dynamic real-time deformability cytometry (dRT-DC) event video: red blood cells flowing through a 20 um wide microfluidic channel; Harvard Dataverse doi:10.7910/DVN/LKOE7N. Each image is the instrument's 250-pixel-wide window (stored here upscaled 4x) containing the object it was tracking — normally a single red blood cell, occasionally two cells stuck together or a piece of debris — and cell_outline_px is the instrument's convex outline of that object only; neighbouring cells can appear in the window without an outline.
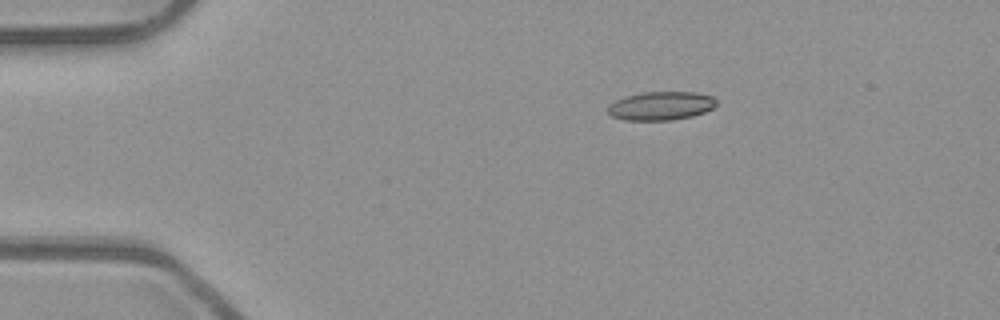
{"species": "common noctule bat (a hibernating species)", "species_latin": "Nyctalus noctula", "temperature_condition": "room temperature", "stored_images_in_passage": 44, "camera_frame_rate_fps": 3000, "um_per_image_px": 0.085, "animal": {"sex": "male", "body_mass_g": 23.1, "forearm_length_mm": 52.7}, "frame": {"image": 1, "passage_image": 1, "time_ms": 0.0, "image_size_px": [1000, 320], "cell_outline_px": [[716, 104], [712, 108], [704, 112], [692, 116], [672, 120], [624, 120], [612, 116], [604, 108], [608, 104], [624, 96], [640, 92], [696, 92], [712, 96], [716, 100]], "centroid_in_image_um": [56.13, 8.99], "position_along_channel_um": 28.9, "area_um2": 18.26}}
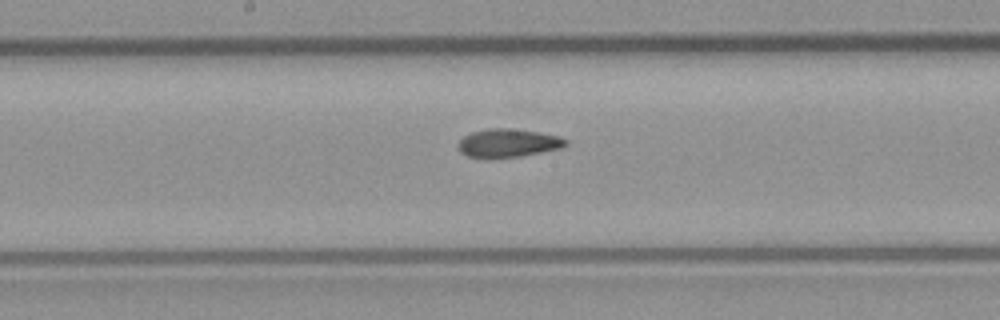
{"frame": {"image": 2, "passage_image": 19, "time_ms": 6.0, "image_size_px": [1000, 320], "cell_outline_px": [[568, 144], [560, 148], [520, 156], [468, 156], [460, 152], [456, 148], [456, 144], [464, 136], [472, 132], [488, 128], [508, 128], [536, 132], [560, 136], [568, 140]], "centroid_in_image_um": [43.18, 12.13], "position_along_channel_um": 205.0, "area_um2": 17.34}}
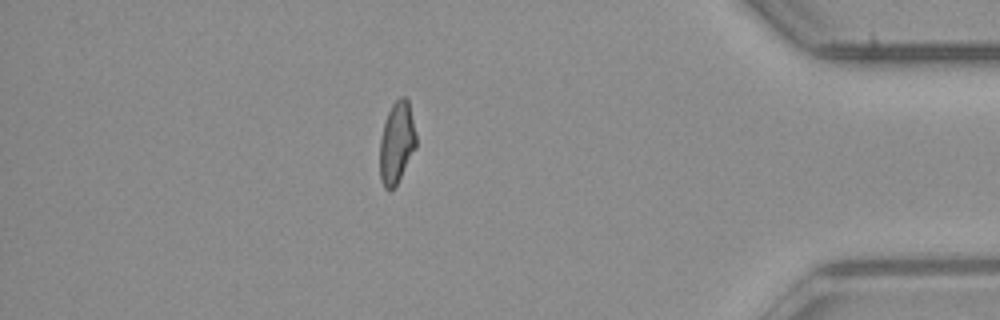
{"frame": {"image": 3, "passage_image": 37, "time_ms": 12.0, "image_size_px": [1000, 320], "cell_outline_px": [[416, 148], [396, 184], [388, 192], [384, 188], [380, 180], [380, 140], [384, 124], [388, 112], [392, 104], [400, 96], [404, 96], [408, 100], [416, 136]], "centroid_in_image_um": [33.71, 12.14], "position_along_channel_um": 401.5, "area_um2": 17.11}, "authors_computed_cell_mechanics": {"area_um2": 17.7735, "velocity_mm_per_s": 3.9526, "shape_relaxation_time_tau1_ms": null, "shape_relaxation_time_tau2_ms": 6.7783, "deformation_change_tau1": null, "deformation_change_tau2": 0.1437}}